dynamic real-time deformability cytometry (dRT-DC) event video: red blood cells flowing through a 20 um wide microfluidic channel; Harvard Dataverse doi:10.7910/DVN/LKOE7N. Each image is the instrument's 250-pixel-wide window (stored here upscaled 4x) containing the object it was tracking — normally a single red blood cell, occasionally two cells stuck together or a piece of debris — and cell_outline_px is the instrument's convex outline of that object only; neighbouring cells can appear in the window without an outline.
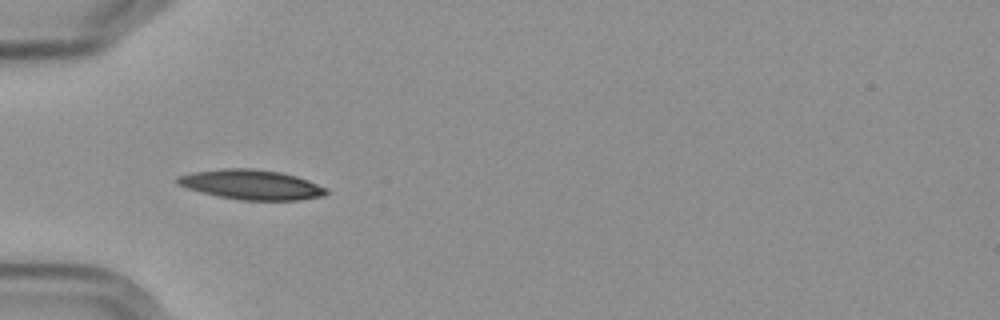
{"species": "Egyptian fruit bat (a non-hibernating species)", "species_latin": "Rousettus aegyptiacus", "temperature_condition": "cold", "stored_images_in_passage": 9, "camera_frame_rate_fps": 3000, "um_per_image_px": 0.085, "frame": {"image": 1, "passage_image": 6, "time_ms": 6.0, "image_size_px": [1000, 320], "cell_outline_px": [[328, 192], [324, 196], [300, 200], [240, 200], [220, 196], [188, 188], [176, 184], [172, 180], [176, 176], [192, 172], [224, 168], [252, 168], [280, 172], [296, 176], [308, 180], [328, 188]], "centroid_in_image_um": [21.36, 15.68], "position_along_channel_um": 63.6, "area_um2": 25.95}}
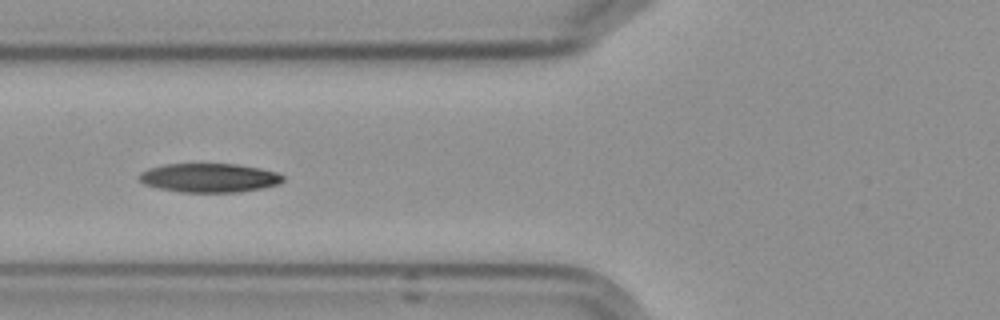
{"frame": {"image": 2, "passage_image": 7, "time_ms": 7.333, "image_size_px": [1000, 320], "cell_outline_px": [[284, 180], [280, 184], [240, 192], [180, 192], [160, 188], [144, 184], [136, 176], [140, 172], [148, 168], [164, 164], [236, 164], [260, 168], [276, 172], [284, 176]], "centroid_in_image_um": [17.77, 15.11], "position_along_channel_um": 108.0, "area_um2": 24.33}}
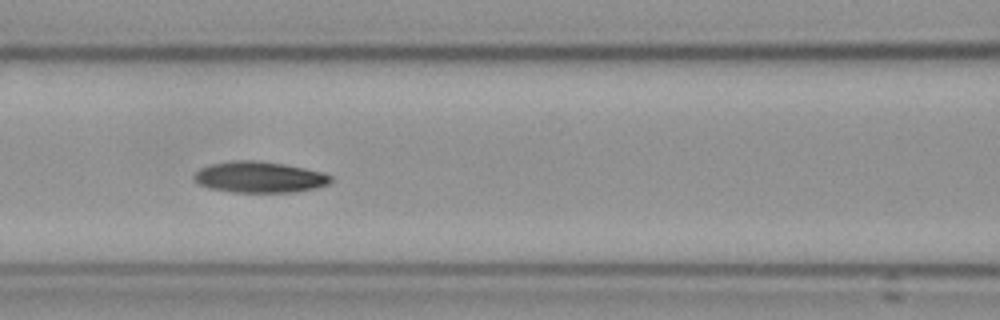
{"frame": {"image": 3, "passage_image": 8, "time_ms": 8.333, "image_size_px": [1000, 320], "cell_outline_px": [[332, 180], [328, 184], [316, 188], [292, 192], [232, 192], [208, 188], [200, 184], [192, 176], [200, 168], [212, 164], [232, 160], [256, 160], [284, 164], [324, 172], [332, 176]], "centroid_in_image_um": [22.06, 15.05], "position_along_channel_um": 144.5, "area_um2": 24.8}}